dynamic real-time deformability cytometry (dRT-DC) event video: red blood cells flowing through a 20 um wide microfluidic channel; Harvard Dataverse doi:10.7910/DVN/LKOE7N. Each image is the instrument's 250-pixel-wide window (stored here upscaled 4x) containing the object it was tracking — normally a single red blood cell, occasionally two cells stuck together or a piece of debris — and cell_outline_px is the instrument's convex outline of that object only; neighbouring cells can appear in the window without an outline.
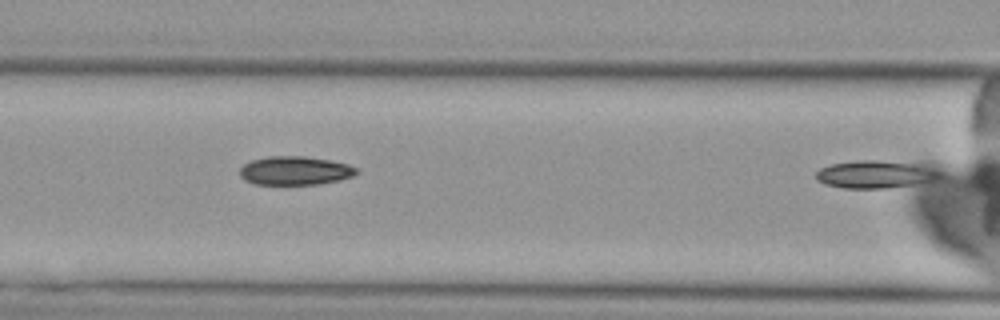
{"species": "Egyptian fruit bat (a non-hibernating species)", "species_latin": "Rousettus aegyptiacus", "temperature_condition": "cold", "stored_images_in_passage": 6, "camera_frame_rate_fps": 3000, "um_per_image_px": 0.085, "animal": {"sex": "female"}, "frame": {"image": 1, "passage_image": 6, "time_ms": 6.667, "image_size_px": [1000, 320], "cell_outline_px": [[944, 172], [936, 176], [912, 184], [884, 188], [844, 188], [824, 184], [816, 180], [816, 172], [820, 168], [832, 164], [860, 160], [932, 160], [940, 164]], "centroid_in_image_um": [74.62, 14.73], "position_along_channel_um": 92.0, "area_um2": 21.1}}